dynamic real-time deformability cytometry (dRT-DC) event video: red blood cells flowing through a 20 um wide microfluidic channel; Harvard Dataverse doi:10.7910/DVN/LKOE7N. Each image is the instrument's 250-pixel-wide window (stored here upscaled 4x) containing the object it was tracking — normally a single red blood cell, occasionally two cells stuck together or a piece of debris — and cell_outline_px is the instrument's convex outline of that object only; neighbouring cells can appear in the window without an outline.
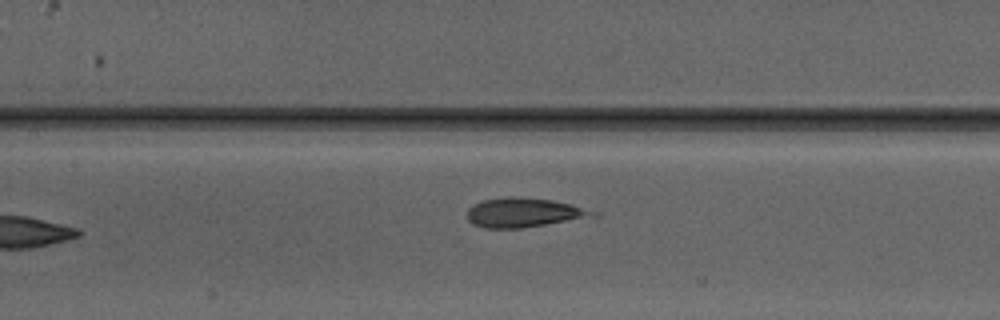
{"species": "Egyptian fruit bat (a non-hibernating species)", "species_latin": "Rousettus aegyptiacus", "temperature_condition": "warm", "stored_images_in_passage": 8, "segment_of_instrument_passage": [1, 2], "camera_frame_rate_fps": 3000, "um_per_image_px": 0.085, "animal": {"sex": "male"}, "frame": {"image": 1, "passage_image": 7, "time_ms": 7.0, "image_size_px": [1000, 320], "cell_outline_px": [[600, 216], [520, 228], [484, 228], [472, 224], [468, 220], [468, 208], [472, 204], [484, 200], [508, 196], [520, 196], [552, 200], [600, 212]], "centroid_in_image_um": [44.53, 18.06], "position_along_channel_um": 162.9, "area_um2": 21.62}}